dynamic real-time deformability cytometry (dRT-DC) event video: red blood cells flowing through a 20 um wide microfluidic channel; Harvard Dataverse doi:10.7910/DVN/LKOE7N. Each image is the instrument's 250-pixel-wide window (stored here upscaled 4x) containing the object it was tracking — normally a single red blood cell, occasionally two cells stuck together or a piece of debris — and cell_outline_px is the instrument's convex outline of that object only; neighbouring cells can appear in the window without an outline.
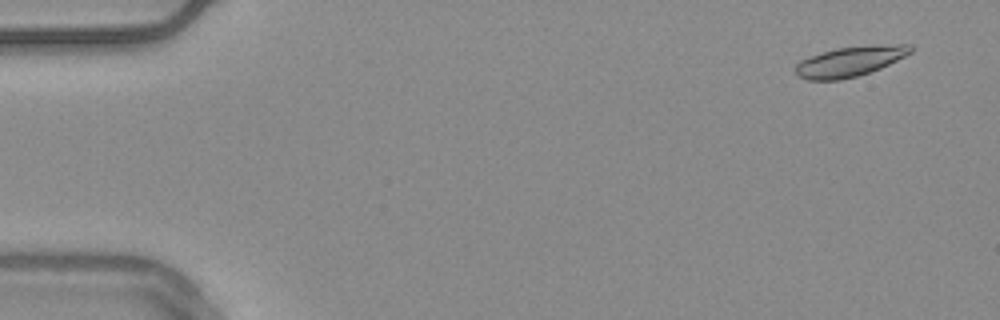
{"species": "common noctule bat (a hibernating species)", "species_latin": "Nyctalus noctula", "temperature_condition": "warm", "stored_images_in_passage": 16, "camera_frame_rate_fps": 3000, "um_per_image_px": 0.085, "animal": {"sex": "male", "body_mass_g": 20.4}, "frame": {"image": 1, "passage_image": 3, "time_ms": 0.667, "image_size_px": [1000, 320], "cell_outline_px": [[916, 48], [912, 52], [880, 68], [856, 76], [840, 80], [808, 80], [800, 76], [796, 72], [796, 64], [800, 60], [836, 48], [900, 44], [912, 44]], "centroid_in_image_um": [72.27, 5.22], "position_along_channel_um": 12.7, "area_um2": 19.71}}
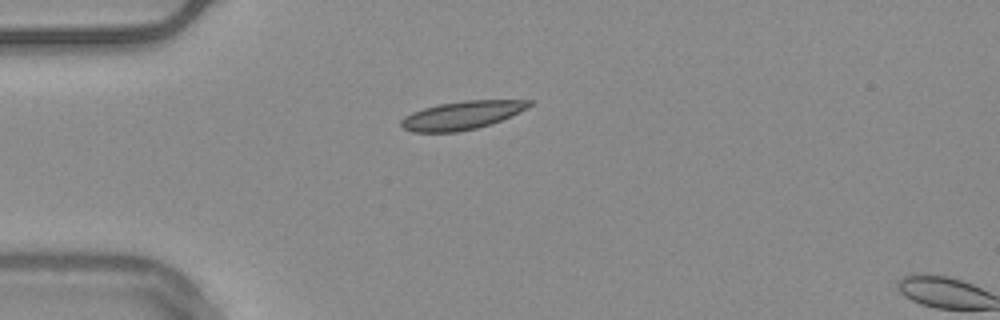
{"frame": {"image": 2, "passage_image": 14, "time_ms": 4.333, "image_size_px": [1000, 320], "cell_outline_px": [[532, 104], [528, 108], [520, 112], [500, 120], [476, 128], [456, 132], [412, 132], [404, 128], [400, 124], [400, 120], [404, 116], [412, 112], [424, 108], [440, 104], [464, 100], [532, 100]], "centroid_in_image_um": [39.25, 9.79], "position_along_channel_um": 45.8, "area_um2": 20.98}}